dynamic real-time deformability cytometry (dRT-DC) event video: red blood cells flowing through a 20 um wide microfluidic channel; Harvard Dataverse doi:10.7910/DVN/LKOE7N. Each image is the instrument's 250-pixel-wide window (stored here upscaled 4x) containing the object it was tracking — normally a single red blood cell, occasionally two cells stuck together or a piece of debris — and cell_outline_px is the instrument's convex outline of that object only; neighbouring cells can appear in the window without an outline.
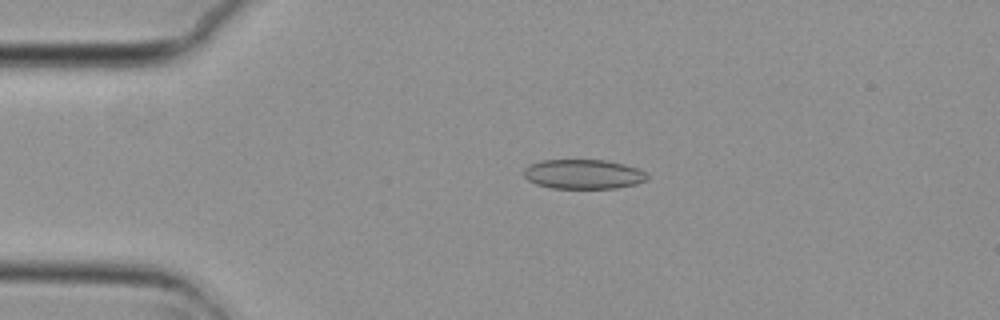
{"species": "common noctule bat (a hibernating species)", "species_latin": "Nyctalus noctula", "temperature_condition": "cold", "stored_images_in_passage": 35, "camera_frame_rate_fps": 3000, "um_per_image_px": 0.085, "animal": {"sex": "female", "body_mass_g": 29.2, "forearm_length_mm": 56.3}, "frame": {"image": 1, "passage_image": 3, "time_ms": 0.667, "image_size_px": [1000, 320], "cell_outline_px": [[648, 180], [636, 184], [616, 188], [552, 188], [536, 184], [528, 180], [524, 176], [524, 168], [528, 164], [540, 160], [604, 160], [624, 164], [636, 168], [644, 172], [648, 176]], "centroid_in_image_um": [49.56, 14.8], "position_along_channel_um": 35.4, "area_um2": 21.27}}
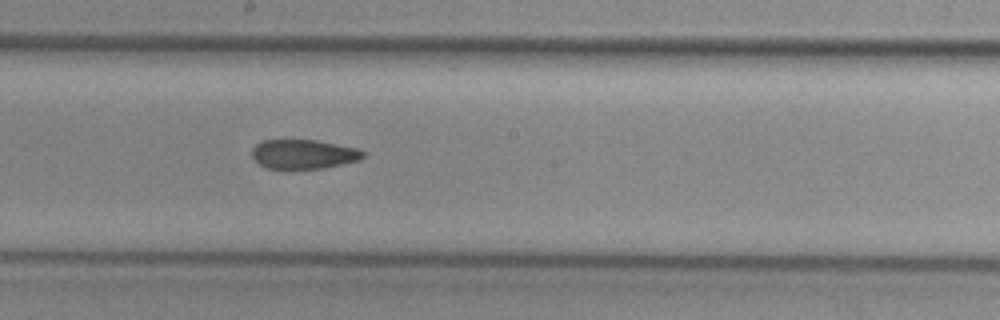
{"frame": {"image": 2, "passage_image": 21, "time_ms": 6.667, "image_size_px": [1000, 320], "cell_outline_px": [[364, 156], [360, 160], [324, 168], [292, 172], [280, 172], [268, 168], [260, 164], [252, 156], [252, 148], [260, 140], [316, 140], [356, 148], [364, 152]], "centroid_in_image_um": [25.74, 13.16], "position_along_channel_um": 222.5, "area_um2": 19.77}}
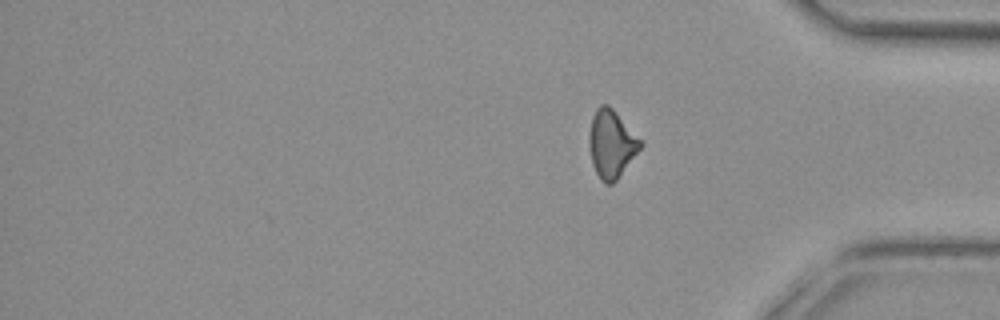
{"frame": {"image": 3, "passage_image": 35, "time_ms": 11.333, "image_size_px": [1000, 320], "cell_outline_px": [[644, 144], [616, 180], [612, 184], [604, 184], [600, 180], [592, 164], [588, 144], [588, 136], [592, 116], [596, 108], [600, 104], [608, 104], [616, 112]], "centroid_in_image_um": [51.94, 12.23], "position_along_channel_um": 383.3, "area_um2": 20.23}, "authors_computed_cell_mechanics": {"area_um2": 20.4034, "velocity_mm_per_s": 3.7263, "shape_relaxation_time_tau1_ms": null, "shape_relaxation_time_tau2_ms": 3.3874, "deformation_change_tau1": null, "deformation_change_tau2": 0.1042}}